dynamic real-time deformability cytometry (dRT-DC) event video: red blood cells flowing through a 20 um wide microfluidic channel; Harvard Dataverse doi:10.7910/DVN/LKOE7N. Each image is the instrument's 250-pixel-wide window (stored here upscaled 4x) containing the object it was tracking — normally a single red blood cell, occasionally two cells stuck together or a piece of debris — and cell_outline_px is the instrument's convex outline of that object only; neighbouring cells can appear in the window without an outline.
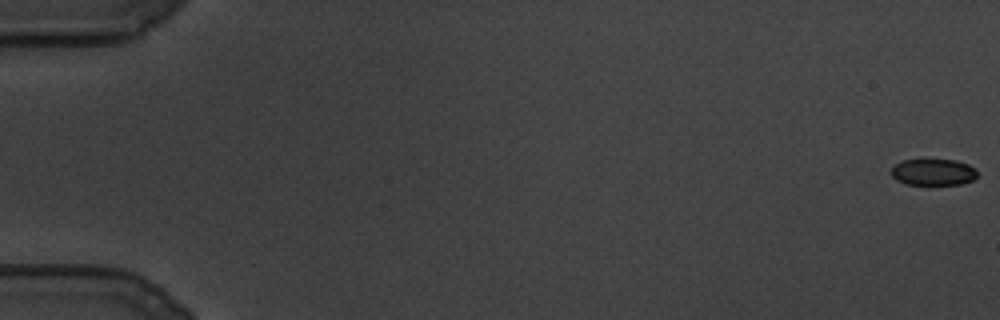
{"species": "common noctule bat (a hibernating species)", "species_latin": "Nyctalus noctula", "temperature_condition": "cold", "stored_images_in_passage": 18, "camera_frame_rate_fps": 3000, "um_per_image_px": 0.085, "animal": {"sex": "male", "body_mass_g": 19.5, "forearm_length_mm": 54.6}, "frame": {"image": 1, "passage_image": 1, "time_ms": 0.0, "image_size_px": [1000, 320], "cell_outline_px": [[976, 180], [960, 184], [904, 184], [896, 180], [892, 176], [892, 168], [896, 164], [904, 160], [956, 160], [968, 164], [976, 168]], "centroid_in_image_um": [79.36, 14.64], "position_along_channel_um": 5.6, "area_um2": 13.24}}